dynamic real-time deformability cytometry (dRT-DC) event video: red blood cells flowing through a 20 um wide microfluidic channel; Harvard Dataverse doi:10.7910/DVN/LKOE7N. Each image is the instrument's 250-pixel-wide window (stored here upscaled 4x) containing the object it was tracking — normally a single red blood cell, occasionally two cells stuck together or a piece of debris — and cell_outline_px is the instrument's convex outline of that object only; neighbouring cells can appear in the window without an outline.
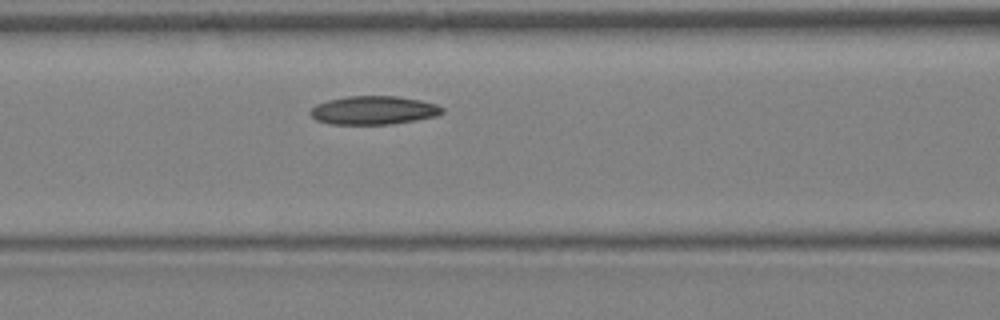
{"species": "Egyptian fruit bat (a non-hibernating species)", "species_latin": "Rousettus aegyptiacus", "temperature_condition": "warm", "stored_images_in_passage": 9, "camera_frame_rate_fps": 3000, "um_per_image_px": 0.085, "animal": {"sex": "female"}, "frame": {"image": 1, "passage_image": 8, "time_ms": 2.333, "image_size_px": [1000, 320], "cell_outline_px": [[444, 112], [436, 116], [416, 120], [392, 124], [328, 124], [316, 120], [308, 112], [316, 104], [328, 100], [348, 96], [396, 96], [420, 100], [436, 104], [444, 108]], "centroid_in_image_um": [31.75, 9.37], "position_along_channel_um": 134.8, "area_um2": 21.96}}